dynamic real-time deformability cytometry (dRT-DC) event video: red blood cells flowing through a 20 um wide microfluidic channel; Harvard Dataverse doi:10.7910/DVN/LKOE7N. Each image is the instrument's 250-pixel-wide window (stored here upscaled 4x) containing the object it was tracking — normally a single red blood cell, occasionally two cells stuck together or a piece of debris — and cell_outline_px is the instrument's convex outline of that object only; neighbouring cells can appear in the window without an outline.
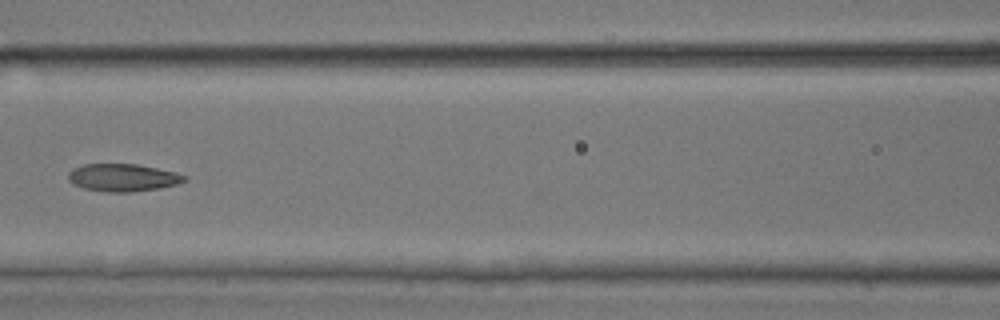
{"species": "common noctule bat (a hibernating species)", "species_latin": "Nyctalus noctula", "temperature_condition": "room temperature", "stored_images_in_passage": 9, "camera_frame_rate_fps": 3000, "um_per_image_px": 0.085, "animal": {"sex": "male", "body_mass_g": 17.9, "forearm_length_mm": 54.2}, "frame": {"image": 1, "passage_image": 7, "time_ms": 2.0, "image_size_px": [1000, 320], "cell_outline_px": [[188, 180], [176, 184], [156, 188], [132, 192], [108, 192], [84, 188], [72, 184], [68, 180], [68, 172], [72, 168], [84, 164], [136, 164], [176, 172], [188, 176]], "centroid_in_image_um": [10.42, 15.09], "position_along_channel_um": 156.2, "area_um2": 18.67}}
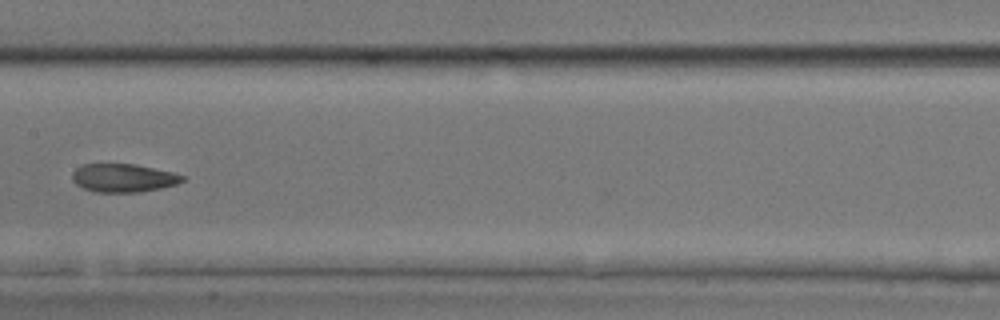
{"frame": {"image": 2, "passage_image": 8, "time_ms": 2.333, "image_size_px": [1000, 320], "cell_outline_px": [[184, 180], [176, 184], [160, 188], [140, 192], [96, 192], [84, 188], [76, 184], [72, 180], [72, 172], [76, 168], [84, 164], [136, 164], [172, 172], [184, 176]], "centroid_in_image_um": [10.46, 15.12], "position_along_channel_um": 196.9, "area_um2": 18.09}}